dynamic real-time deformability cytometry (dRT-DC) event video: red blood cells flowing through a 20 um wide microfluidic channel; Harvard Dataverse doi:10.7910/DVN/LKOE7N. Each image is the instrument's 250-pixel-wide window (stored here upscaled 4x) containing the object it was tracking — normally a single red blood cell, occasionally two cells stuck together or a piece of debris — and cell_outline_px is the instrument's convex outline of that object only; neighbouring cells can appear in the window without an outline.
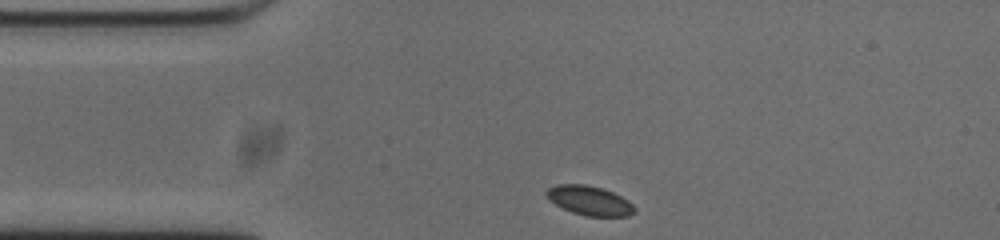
{"species": "common noctule bat (a hibernating species)", "species_latin": "Nyctalus noctula", "temperature_condition": "cold", "stored_images_in_passage": 44, "camera_frame_rate_fps": 3000, "um_per_image_px": 0.085, "animal": {"sex": "male", "body_mass_g": 20.0, "forearm_length_mm": 53.3}, "frame": {"image": 1, "passage_image": 1, "time_ms": 0.0, "image_size_px": [1000, 240], "cell_outline_px": [[636, 212], [628, 216], [584, 216], [572, 212], [556, 204], [544, 192], [548, 188], [556, 184], [584, 184], [600, 188], [612, 192], [628, 200], [636, 208]], "centroid_in_image_um": [50.13, 17.05], "position_along_channel_um": 34.9, "area_um2": 14.91}}
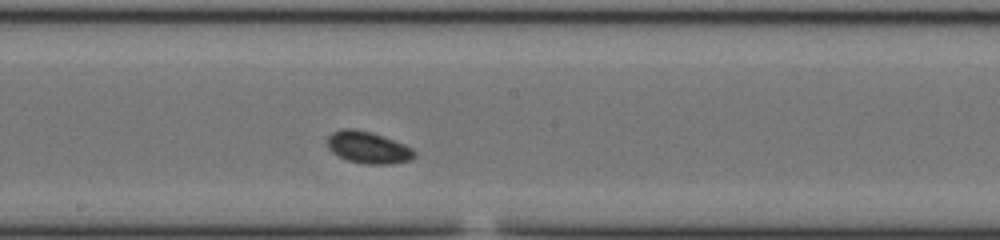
{"frame": {"image": 2, "passage_image": 18, "time_ms": 5.667, "image_size_px": [1000, 240], "cell_outline_px": [[416, 156], [412, 160], [392, 164], [364, 164], [348, 160], [332, 152], [328, 148], [328, 136], [332, 132], [340, 128], [356, 128], [372, 132], [384, 136], [404, 144], [412, 148], [416, 152]], "centroid_in_image_um": [31.31, 12.52], "position_along_channel_um": 216.9, "area_um2": 16.42}}
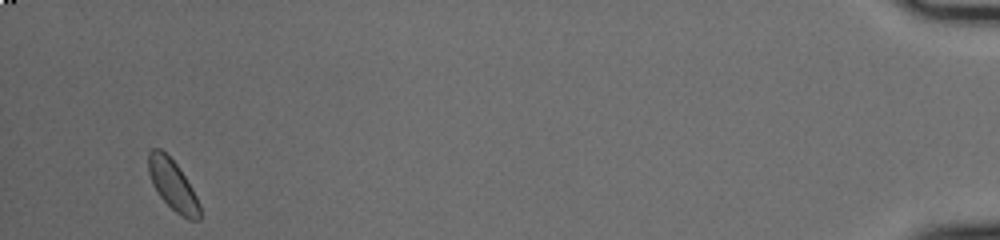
{"frame": {"image": 3, "passage_image": 42, "time_ms": 13.667, "image_size_px": [1000, 240], "cell_outline_px": [[200, 220], [188, 220], [176, 212], [160, 196], [152, 184], [148, 172], [148, 152], [152, 148], [160, 148], [176, 164], [192, 188], [200, 204]], "centroid_in_image_um": [14.67, 15.73], "position_along_channel_um": 420.5, "area_um2": 14.91}}